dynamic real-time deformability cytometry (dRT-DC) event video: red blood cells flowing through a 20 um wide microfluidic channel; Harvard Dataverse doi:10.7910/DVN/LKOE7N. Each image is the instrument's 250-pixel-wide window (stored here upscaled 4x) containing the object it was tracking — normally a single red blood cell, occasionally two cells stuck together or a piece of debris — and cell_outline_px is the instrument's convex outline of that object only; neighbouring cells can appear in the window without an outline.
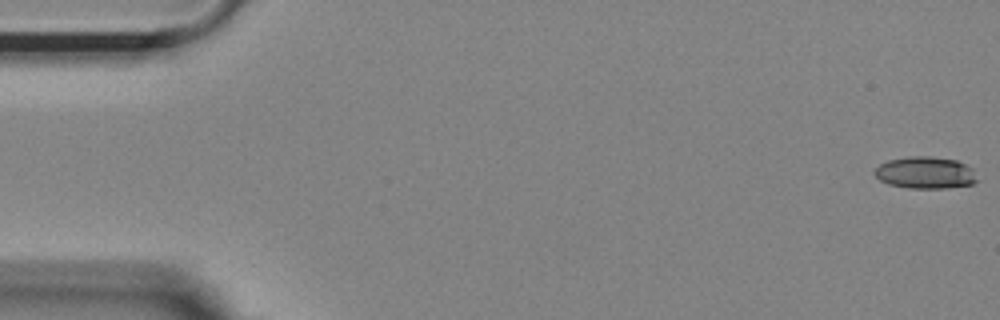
{"species": "Egyptian fruit bat (a non-hibernating species)", "species_latin": "Rousettus aegyptiacus", "temperature_condition": "room temperature", "stored_images_in_passage": 54, "camera_frame_rate_fps": 3000, "um_per_image_px": 0.085, "animal": {"sex": "female"}, "frame": {"image": 1, "passage_image": 1, "time_ms": 0.0, "image_size_px": [1000, 320], "cell_outline_px": [[980, 180], [972, 184], [944, 188], [908, 188], [888, 184], [880, 180], [872, 172], [880, 164], [888, 160], [908, 156], [928, 156], [956, 160], [972, 168]], "centroid_in_image_um": [78.66, 14.68], "position_along_channel_um": 6.3, "area_um2": 19.19}}
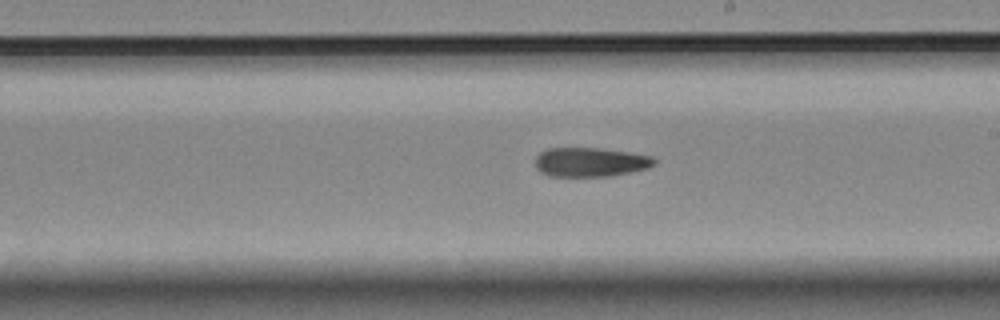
{"frame": {"image": 2, "passage_image": 31, "time_ms": 10.0, "image_size_px": [1000, 320], "cell_outline_px": [[656, 164], [648, 168], [612, 176], [548, 176], [540, 172], [536, 168], [536, 156], [540, 152], [548, 148], [600, 148], [628, 152], [652, 156], [656, 160]], "centroid_in_image_um": [50.18, 13.78], "position_along_channel_um": 238.8, "area_um2": 20.35}}
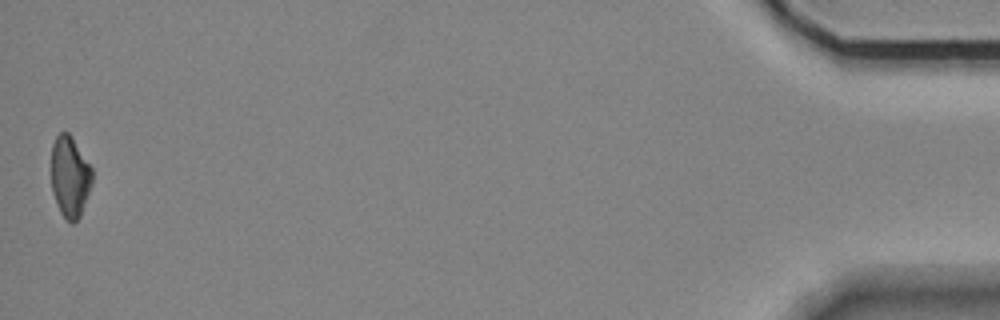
{"frame": {"image": 3, "passage_image": 54, "time_ms": 17.667, "image_size_px": [1000, 320], "cell_outline_px": [[92, 184], [80, 216], [72, 224], [60, 212], [52, 192], [52, 144], [56, 136], [60, 132], [68, 132], [72, 136], [92, 168]], "centroid_in_image_um": [5.95, 15.0], "position_along_channel_um": 429.3, "area_um2": 19.25}, "authors_computed_cell_mechanics": {"area_um2": 20.4901, "velocity_mm_per_s": 3.7057, "shape_relaxation_time_tau1_ms": 8.2592, "shape_relaxation_time_tau2_ms": null, "deformation_change_tau1": 0.2111, "deformation_change_tau2": null}}